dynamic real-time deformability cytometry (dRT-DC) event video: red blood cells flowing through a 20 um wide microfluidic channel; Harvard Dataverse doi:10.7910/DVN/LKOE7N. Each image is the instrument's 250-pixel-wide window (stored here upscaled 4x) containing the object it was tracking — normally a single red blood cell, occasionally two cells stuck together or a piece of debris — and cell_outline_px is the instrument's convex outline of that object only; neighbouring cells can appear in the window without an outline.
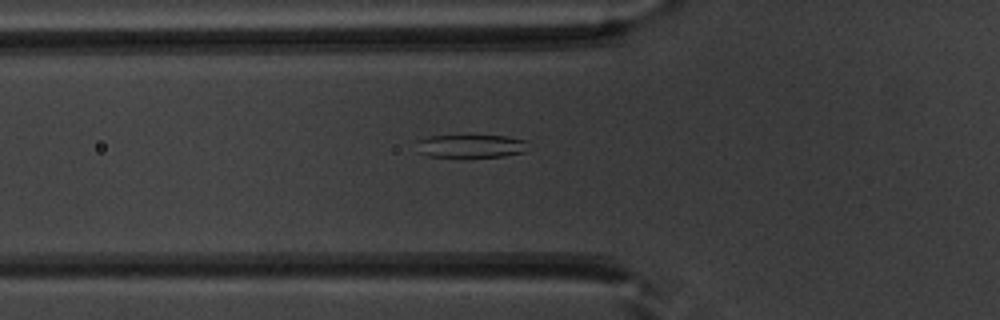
{"species": "common noctule bat (a hibernating species)", "species_latin": "Nyctalus noctula", "temperature_condition": "warm", "stored_images_in_passage": 38, "camera_frame_rate_fps": 3000, "um_per_image_px": 0.085, "animal": {"sex": "male", "body_mass_g": 20.1, "forearm_length_mm": 53.5}, "frame": {"image": 1, "passage_image": 6, "time_ms": 1.667, "image_size_px": [1000, 320], "cell_outline_px": [[528, 140], [524, 152], [504, 156], [428, 156], [420, 152], [416, 140], [432, 136], [504, 136]], "centroid_in_image_um": [40.05, 12.4], "position_along_channel_um": 85.8, "area_um2": 14.62}}
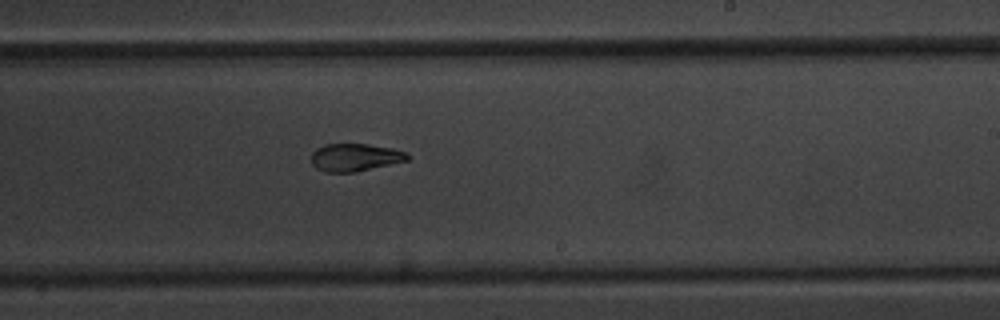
{"frame": {"image": 2, "passage_image": 19, "time_ms": 6.0, "image_size_px": [1000, 320], "cell_outline_px": [[412, 156], [408, 160], [356, 172], [324, 172], [316, 168], [312, 164], [312, 152], [316, 148], [324, 144], [368, 144], [392, 148], [408, 152]], "centroid_in_image_um": [30.2, 13.37], "position_along_channel_um": 258.8, "area_um2": 15.66}}
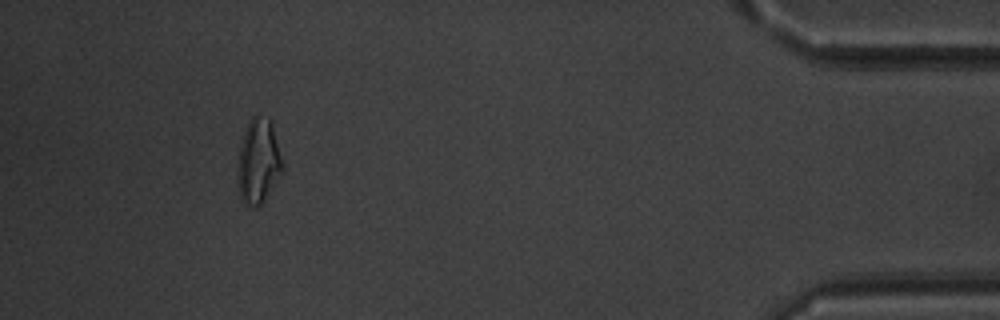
{"frame": {"image": 3, "passage_image": 35, "time_ms": 11.333, "image_size_px": [1000, 320], "cell_outline_px": [[284, 168], [264, 200], [260, 204], [244, 204], [240, 200], [236, 180], [236, 168], [240, 148], [244, 132], [248, 120], [252, 116], [256, 116], [268, 120], [272, 124]], "centroid_in_image_um": [21.92, 13.73], "position_along_channel_um": 413.3, "area_um2": 21.91}}